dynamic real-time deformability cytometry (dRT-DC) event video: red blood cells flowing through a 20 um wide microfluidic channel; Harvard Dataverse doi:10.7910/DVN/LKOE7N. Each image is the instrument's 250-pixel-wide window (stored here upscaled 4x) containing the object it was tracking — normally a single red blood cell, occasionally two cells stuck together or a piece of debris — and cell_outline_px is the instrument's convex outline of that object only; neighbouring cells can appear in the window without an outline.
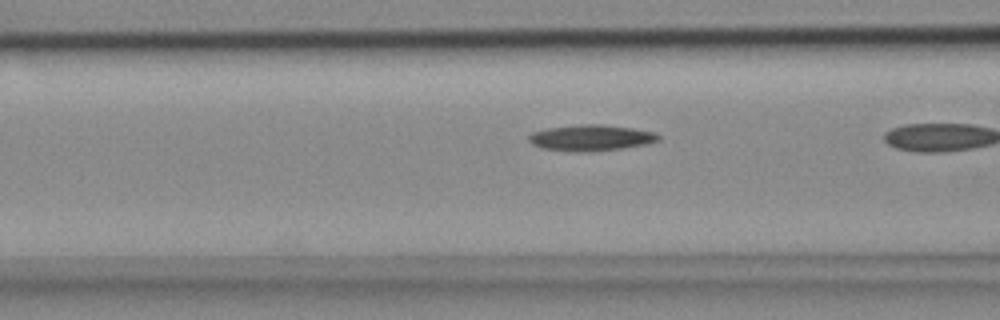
{"species": "common noctule bat (a hibernating species)", "species_latin": "Nyctalus noctula", "temperature_condition": "cold", "stored_images_in_passage": 19, "camera_frame_rate_fps": 3000, "um_per_image_px": 0.085, "animal": {"sex": "female", "body_mass_g": 18.4}, "frame": {"image": 1, "passage_image": 18, "time_ms": 5.667, "image_size_px": [1000, 320], "cell_outline_px": [[660, 140], [648, 144], [624, 148], [592, 152], [572, 152], [540, 148], [532, 144], [528, 140], [528, 136], [532, 132], [548, 128], [584, 124], [600, 124], [632, 128], [656, 132], [660, 136]], "centroid_in_image_um": [50.24, 11.73], "position_along_channel_um": 116.4, "area_um2": 19.94}}